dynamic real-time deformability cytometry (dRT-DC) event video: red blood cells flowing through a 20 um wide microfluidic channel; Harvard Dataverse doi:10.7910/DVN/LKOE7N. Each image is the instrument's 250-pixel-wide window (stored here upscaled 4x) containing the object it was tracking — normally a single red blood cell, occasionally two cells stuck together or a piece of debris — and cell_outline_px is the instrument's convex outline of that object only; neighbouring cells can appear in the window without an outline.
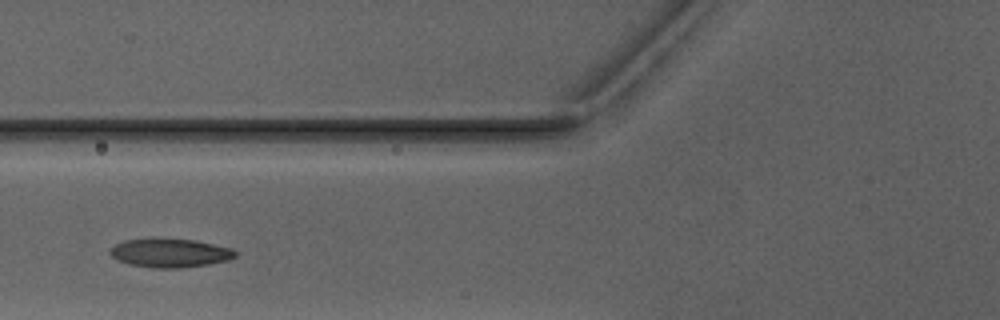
{"species": "Egyptian fruit bat (a non-hibernating species)", "species_latin": "Rousettus aegyptiacus", "temperature_condition": "warm", "stored_images_in_passage": 2, "camera_frame_rate_fps": 3000, "um_per_image_px": 0.085, "animal": {"sex": "male"}, "frame": {"image": 1, "passage_image": 2, "time_ms": 1.0, "image_size_px": [1000, 320], "cell_outline_px": [[236, 256], [228, 260], [208, 264], [180, 268], [156, 268], [128, 264], [116, 260], [108, 252], [108, 248], [124, 240], [156, 236], [160, 236], [196, 240], [232, 248], [236, 252]], "centroid_in_image_um": [14.39, 21.46], "position_along_channel_um": 111.4, "area_um2": 21.73}}